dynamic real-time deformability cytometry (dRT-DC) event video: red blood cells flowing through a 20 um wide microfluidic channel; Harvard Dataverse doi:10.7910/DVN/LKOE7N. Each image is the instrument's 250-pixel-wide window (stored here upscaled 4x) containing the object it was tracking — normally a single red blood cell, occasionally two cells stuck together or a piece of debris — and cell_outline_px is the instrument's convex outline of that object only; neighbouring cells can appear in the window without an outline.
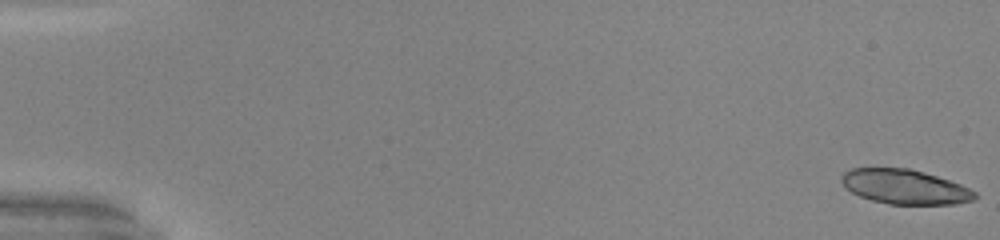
{"species": "common noctule bat (a hibernating species)", "species_latin": "Nyctalus noctula", "temperature_condition": "warm", "stored_images_in_passage": 47, "camera_frame_rate_fps": 3000, "um_per_image_px": 0.085, "animal": {"sex": "male", "body_mass_g": 20.0, "forearm_length_mm": 53.3}, "frame": {"image": 1, "passage_image": 1, "time_ms": 0.0, "image_size_px": [1000, 240], "cell_outline_px": [[976, 196], [972, 200], [956, 204], [888, 204], [872, 200], [860, 196], [844, 188], [840, 180], [840, 176], [844, 172], [852, 168], [908, 168], [924, 172], [960, 184], [976, 192]], "centroid_in_image_um": [76.86, 15.87], "position_along_channel_um": 8.1, "area_um2": 26.82}}
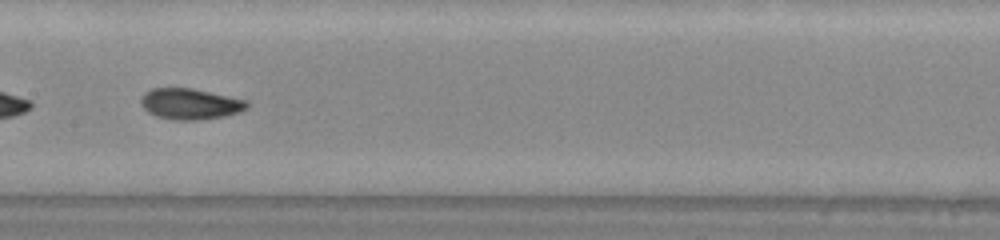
{"frame": {"image": 2, "passage_image": 28, "time_ms": 9.0, "image_size_px": [1000, 240], "cell_outline_px": [[248, 108], [240, 112], [220, 116], [196, 120], [176, 120], [156, 116], [148, 112], [140, 104], [140, 100], [144, 92], [152, 88], [192, 88], [248, 100]], "centroid_in_image_um": [16.15, 8.82], "position_along_channel_um": 191.3, "area_um2": 19.07}}
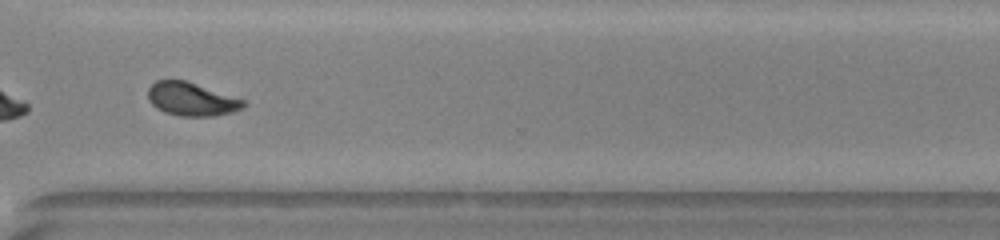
{"frame": {"image": 3, "passage_image": 40, "time_ms": 13.0, "image_size_px": [1000, 240], "cell_outline_px": [[248, 104], [244, 108], [232, 112], [216, 116], [180, 116], [164, 112], [156, 108], [148, 100], [148, 88], [156, 80], [184, 80], [244, 100]], "centroid_in_image_um": [16.27, 8.44], "position_along_channel_um": 354.3, "area_um2": 18.5}, "authors_computed_cell_mechanics": {"area_um2": 19.363, "velocity_mm_per_s": 4.0689, "shape_relaxation_time_tau1_ms": 3.4796, "shape_relaxation_time_tau2_ms": 1.4304, "deformation_change_tau1": 0.1239, "deformation_change_tau2": 0.0522}}